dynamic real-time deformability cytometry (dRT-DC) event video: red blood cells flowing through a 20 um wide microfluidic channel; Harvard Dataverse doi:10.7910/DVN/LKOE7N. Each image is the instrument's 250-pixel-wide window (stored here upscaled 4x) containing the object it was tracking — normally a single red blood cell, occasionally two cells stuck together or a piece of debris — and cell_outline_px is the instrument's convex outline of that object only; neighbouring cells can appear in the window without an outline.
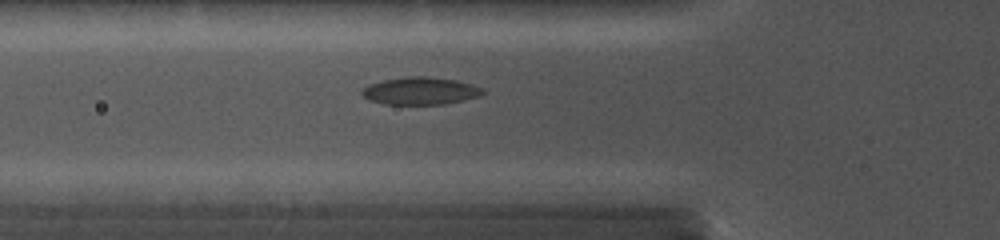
{"species": "common noctule bat (a hibernating species)", "species_latin": "Nyctalus noctula", "temperature_condition": "cold", "stored_images_in_passage": 18, "camera_frame_rate_fps": 5000, "um_per_image_px": 0.085, "animal": {"sex": "female", "body_mass_g": 19.0, "forearm_length_mm": 56.7}, "frame": {"image": 1, "passage_image": 3, "time_ms": 0.6, "image_size_px": [1000, 240], "cell_outline_px": [[484, 92], [480, 96], [444, 104], [384, 104], [372, 100], [364, 96], [360, 92], [368, 84], [384, 80], [408, 76], [428, 76], [456, 80], [484, 88]], "centroid_in_image_um": [35.74, 7.72], "position_along_channel_um": 90.1, "area_um2": 19.19}}
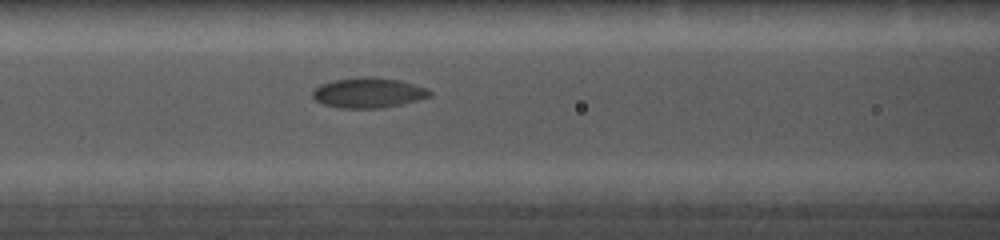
{"frame": {"image": 2, "passage_image": 10, "time_ms": 1.8, "image_size_px": [1000, 240], "cell_outline_px": [[432, 96], [416, 100], [376, 108], [344, 108], [324, 104], [316, 100], [312, 96], [312, 92], [320, 84], [332, 80], [364, 76], [376, 76], [400, 80], [428, 88], [432, 92]], "centroid_in_image_um": [31.31, 7.85], "position_along_channel_um": 135.3, "area_um2": 20.46}}
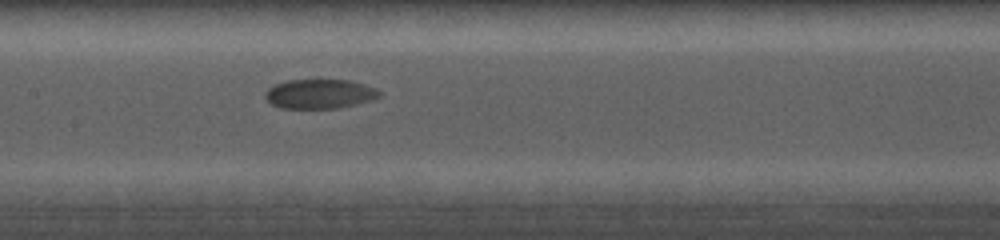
{"frame": {"image": 3, "passage_image": 17, "time_ms": 3.0, "image_size_px": [1000, 240], "cell_outline_px": [[380, 96], [368, 100], [336, 108], [280, 108], [272, 104], [264, 96], [264, 92], [268, 88], [276, 84], [288, 80], [320, 76], [352, 80], [376, 88], [380, 92]], "centroid_in_image_um": [27.13, 7.91], "position_along_channel_um": 180.3, "area_um2": 20.23}}